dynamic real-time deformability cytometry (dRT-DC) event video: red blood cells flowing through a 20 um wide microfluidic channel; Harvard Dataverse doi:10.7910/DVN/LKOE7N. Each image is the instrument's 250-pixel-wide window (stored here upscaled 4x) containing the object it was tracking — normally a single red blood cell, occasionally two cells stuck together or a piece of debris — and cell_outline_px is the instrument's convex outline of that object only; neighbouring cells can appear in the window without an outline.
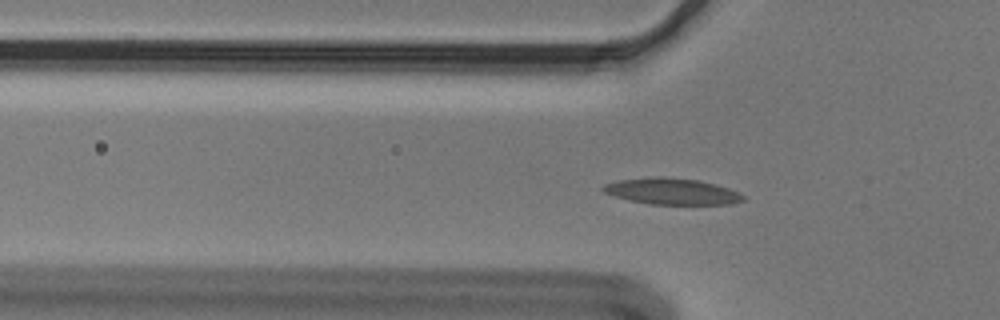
{"species": "Egyptian fruit bat (a non-hibernating species)", "species_latin": "Rousettus aegyptiacus", "temperature_condition": "cold", "stored_images_in_passage": 55, "camera_frame_rate_fps": 3000, "um_per_image_px": 0.085, "animal": {"sex": "male"}, "frame": {"image": 1, "passage_image": 17, "time_ms": 5.333, "image_size_px": [1000, 320], "cell_outline_px": [[744, 200], [728, 204], [648, 204], [616, 196], [604, 192], [600, 188], [604, 184], [620, 180], [652, 176], [664, 176], [700, 180], [716, 184], [740, 192], [744, 196]], "centroid_in_image_um": [57.12, 16.25], "position_along_channel_um": 68.7, "area_um2": 21.44}}
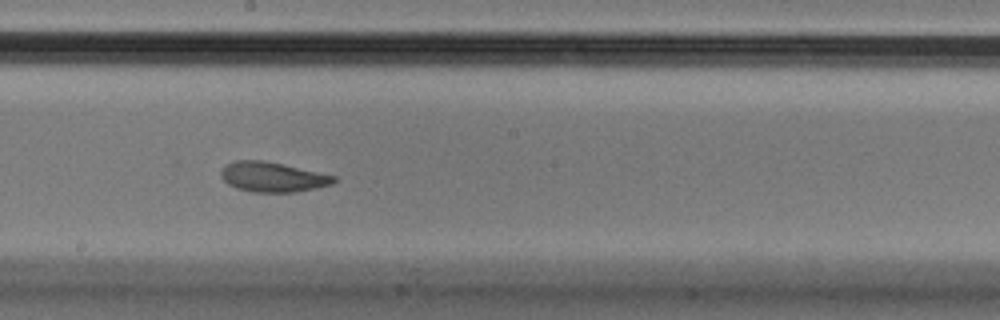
{"frame": {"image": 2, "passage_image": 30, "time_ms": 9.667, "image_size_px": [1000, 320], "cell_outline_px": [[336, 180], [332, 184], [316, 188], [296, 192], [252, 192], [236, 188], [228, 184], [220, 176], [220, 172], [224, 164], [236, 160], [264, 160], [336, 176]], "centroid_in_image_um": [23.13, 15.04], "position_along_channel_um": 225.1, "area_um2": 19.71}}
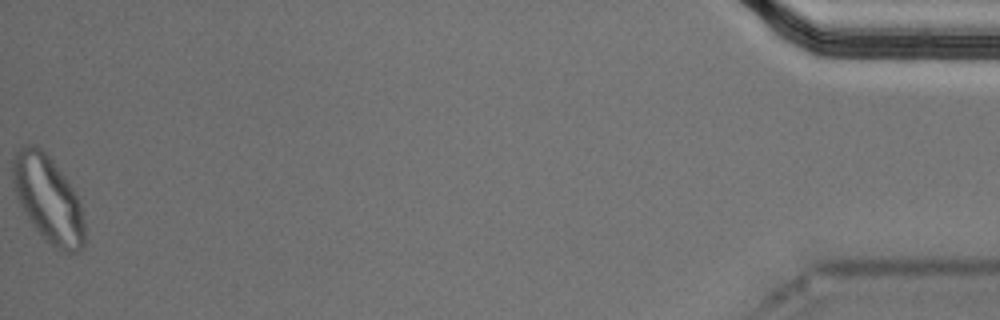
{"frame": {"image": 3, "passage_image": 55, "time_ms": 18.0, "image_size_px": [1000, 320], "cell_outline_px": [[84, 248], [76, 252], [64, 252], [56, 248], [44, 240], [32, 224], [24, 212], [16, 196], [12, 180], [12, 156], [20, 148], [28, 144], [32, 144], [40, 148], [52, 160], [68, 180], [76, 192], [80, 204], [84, 220]], "centroid_in_image_um": [4.09, 16.93], "position_along_channel_um": 431.1, "area_um2": 36.41}, "authors_computed_cell_mechanics": {"area_um2": 19.9988, "velocity_mm_per_s": 3.5942, "shape_relaxation_time_tau1_ms": 5.5552, "shape_relaxation_time_tau2_ms": 2.3346, "deformation_change_tau1": 0.1435, "deformation_change_tau2": 0.0753}}